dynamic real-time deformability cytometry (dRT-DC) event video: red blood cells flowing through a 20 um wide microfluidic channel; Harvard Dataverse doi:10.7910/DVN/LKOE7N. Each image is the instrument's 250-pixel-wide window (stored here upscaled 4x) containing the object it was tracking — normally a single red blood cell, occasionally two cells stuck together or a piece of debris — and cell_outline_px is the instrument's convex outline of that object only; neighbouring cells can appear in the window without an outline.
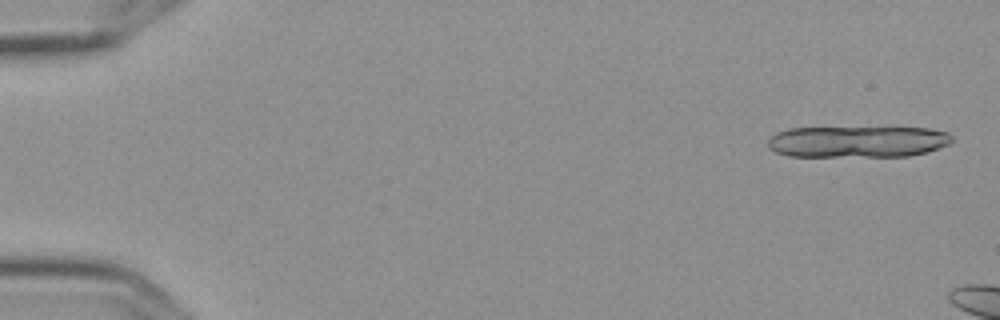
{"species": "Egyptian fruit bat (a non-hibernating species)", "species_latin": "Rousettus aegyptiacus", "temperature_condition": "cold", "stored_images_in_passage": 3, "camera_frame_rate_fps": 3000, "um_per_image_px": 0.085, "frame": {"image": 1, "passage_image": 1, "time_ms": 0.0, "image_size_px": [1000, 320], "cell_outline_px": [[952, 140], [948, 144], [940, 148], [928, 152], [908, 156], [788, 156], [776, 152], [768, 148], [768, 140], [776, 132], [788, 128], [928, 128], [948, 132], [952, 136]], "centroid_in_image_um": [72.9, 12.04], "position_along_channel_um": 12.1, "area_um2": 33.81}}